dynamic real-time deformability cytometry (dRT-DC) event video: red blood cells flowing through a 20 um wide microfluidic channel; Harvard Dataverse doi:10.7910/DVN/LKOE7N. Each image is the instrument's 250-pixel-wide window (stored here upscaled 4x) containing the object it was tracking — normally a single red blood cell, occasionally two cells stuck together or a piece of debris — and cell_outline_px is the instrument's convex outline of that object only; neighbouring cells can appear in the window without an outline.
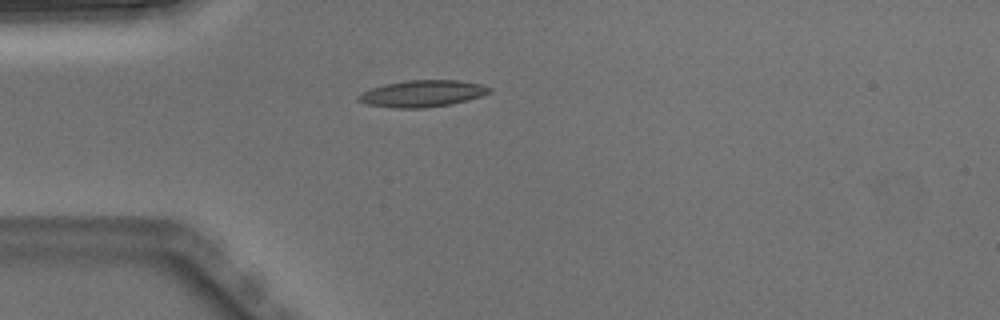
{"species": "Egyptian fruit bat (a non-hibernating species)", "species_latin": "Rousettus aegyptiacus", "temperature_condition": "warm", "stored_images_in_passage": 5, "camera_frame_rate_fps": 3000, "um_per_image_px": 0.085, "animal": {"sex": "male"}, "frame": {"image": 1, "passage_image": 5, "time_ms": 1.333, "image_size_px": [1000, 320], "cell_outline_px": [[492, 92], [468, 100], [452, 104], [424, 108], [392, 108], [368, 104], [356, 100], [356, 96], [372, 88], [384, 84], [408, 80], [456, 80], [480, 84], [492, 88]], "centroid_in_image_um": [35.9, 7.96], "position_along_channel_um": 49.1, "area_um2": 20.35}}